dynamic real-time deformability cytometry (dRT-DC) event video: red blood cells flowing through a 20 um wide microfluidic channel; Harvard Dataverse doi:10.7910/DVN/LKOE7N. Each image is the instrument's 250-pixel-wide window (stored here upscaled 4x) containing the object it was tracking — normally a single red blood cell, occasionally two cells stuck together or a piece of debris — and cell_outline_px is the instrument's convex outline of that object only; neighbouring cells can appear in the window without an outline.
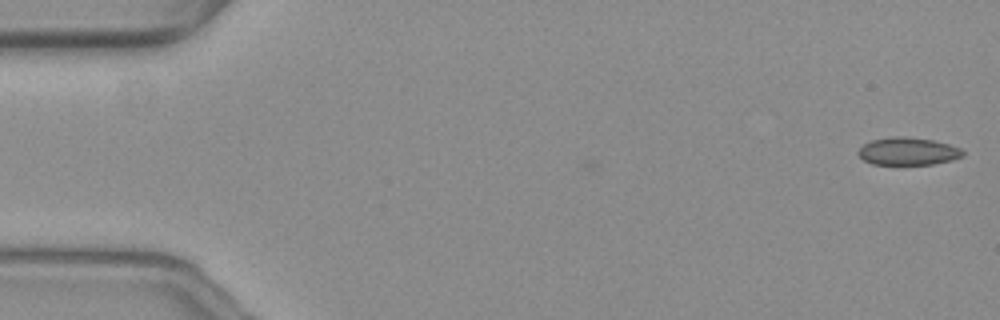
{"species": "common noctule bat (a hibernating species)", "species_latin": "Nyctalus noctula", "temperature_condition": "warm", "stored_images_in_passage": 15, "camera_frame_rate_fps": 3000, "um_per_image_px": 0.085, "animal": {"sex": "female", "body_mass_g": 19.3, "forearm_length_mm": 54.1}, "frame": {"image": 1, "passage_image": 1, "time_ms": 0.0, "image_size_px": [1000, 320], "cell_outline_px": [[964, 156], [952, 160], [932, 164], [872, 164], [864, 160], [856, 152], [864, 144], [872, 140], [892, 136], [908, 136], [932, 140], [948, 144], [960, 148], [964, 152]], "centroid_in_image_um": [77.18, 12.85], "position_along_channel_um": 7.8, "area_um2": 16.82}}